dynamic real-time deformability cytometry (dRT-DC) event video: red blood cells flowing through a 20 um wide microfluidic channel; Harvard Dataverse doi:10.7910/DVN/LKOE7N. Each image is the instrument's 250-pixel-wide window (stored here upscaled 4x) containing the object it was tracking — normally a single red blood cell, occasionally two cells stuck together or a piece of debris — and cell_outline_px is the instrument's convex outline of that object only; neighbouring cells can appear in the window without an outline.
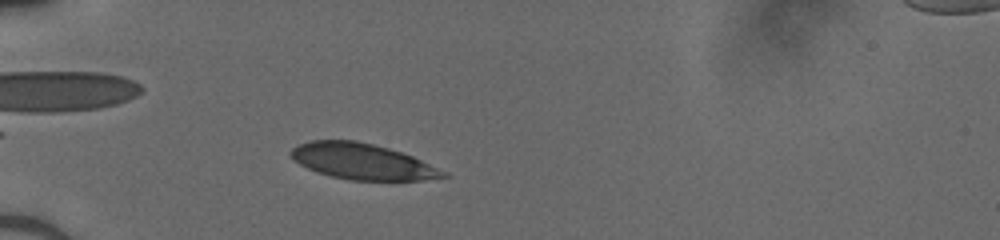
{"species": "human", "species_latin": "Homo sapiens", "temperature_condition": "cold", "stored_images_in_passage": 39, "camera_frame_rate_fps": 3000, "um_per_image_px": 0.085, "donor": {"sex": "male"}, "frame": {"image": 1, "passage_image": 5, "time_ms": 1.333, "image_size_px": [1000, 240], "cell_outline_px": [[452, 176], [424, 180], [348, 180], [316, 172], [300, 164], [288, 152], [292, 148], [300, 144], [312, 140], [356, 140], [388, 148], [412, 156]], "centroid_in_image_um": [30.77, 13.73], "position_along_channel_um": 54.2, "area_um2": 31.44}}
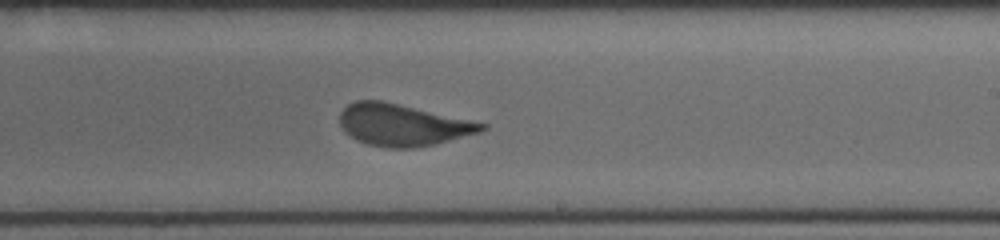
{"frame": {"image": 2, "passage_image": 21, "time_ms": 6.667, "image_size_px": [1000, 240], "cell_outline_px": [[488, 128], [480, 132], [432, 144], [412, 148], [388, 148], [368, 144], [356, 140], [344, 132], [340, 124], [340, 112], [348, 104], [356, 100], [380, 100], [488, 124]], "centroid_in_image_um": [34.18, 10.62], "position_along_channel_um": 254.8, "area_um2": 34.16}}
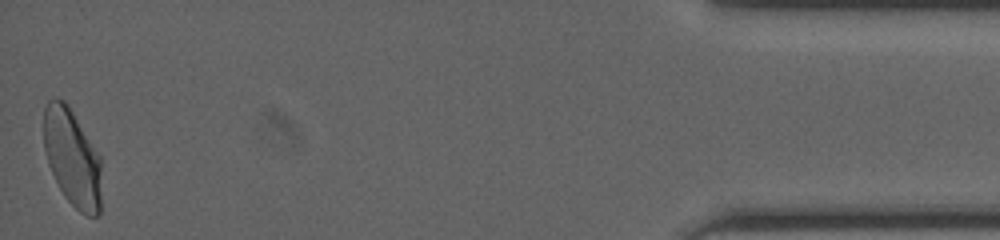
{"frame": {"image": 3, "passage_image": 39, "time_ms": 12.667, "image_size_px": [1000, 240], "cell_outline_px": [[100, 216], [88, 216], [80, 212], [64, 196], [48, 164], [44, 148], [44, 108], [48, 100], [56, 96], [64, 100], [68, 104], [100, 156]], "centroid_in_image_um": [6.13, 13.38], "position_along_channel_um": 429.1, "area_um2": 32.66}}